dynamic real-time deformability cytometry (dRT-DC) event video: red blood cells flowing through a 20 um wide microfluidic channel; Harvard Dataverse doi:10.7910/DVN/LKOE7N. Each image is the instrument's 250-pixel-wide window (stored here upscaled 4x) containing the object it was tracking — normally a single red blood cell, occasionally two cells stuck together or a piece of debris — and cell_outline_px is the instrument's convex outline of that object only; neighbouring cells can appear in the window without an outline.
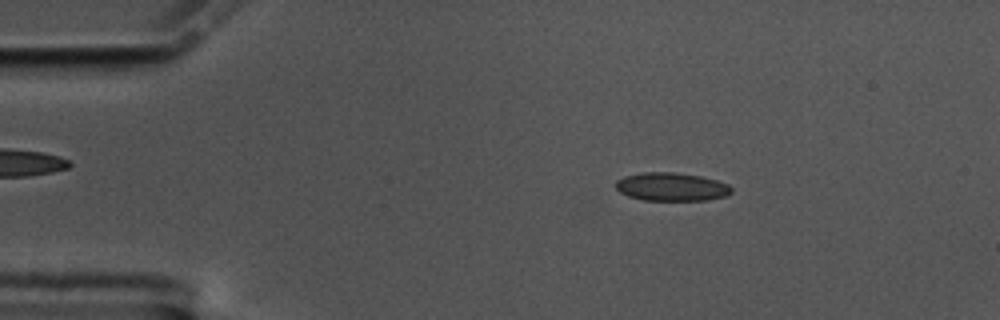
{"species": "common noctule bat (a hibernating species)", "species_latin": "Nyctalus noctula", "temperature_condition": "cold", "stored_images_in_passage": 54, "camera_frame_rate_fps": 3000, "um_per_image_px": 0.085, "animal": {"sex": "male", "body_mass_g": 17.5, "forearm_length_mm": 52.3}, "frame": {"image": 1, "passage_image": 9, "time_ms": 2.667, "image_size_px": [1000, 320], "cell_outline_px": [[732, 192], [724, 196], [708, 200], [644, 200], [628, 196], [620, 192], [616, 188], [616, 180], [624, 176], [640, 172], [672, 172], [700, 176], [716, 180], [728, 184], [732, 188]], "centroid_in_image_um": [57.06, 15.87], "position_along_channel_um": 27.9, "area_um2": 19.07}}
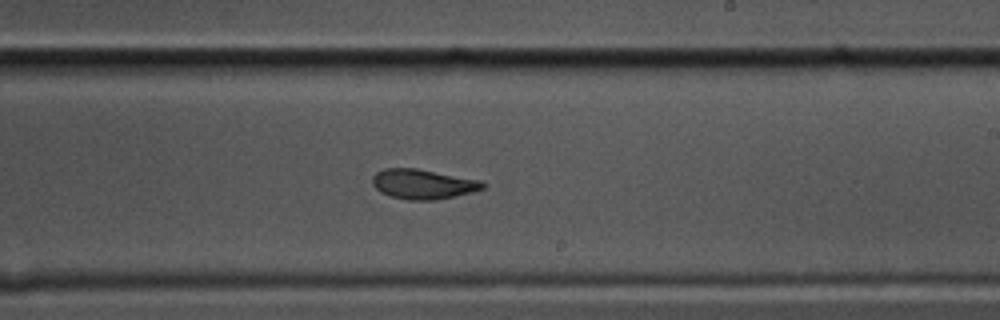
{"frame": {"image": 2, "passage_image": 31, "time_ms": 10.0, "image_size_px": [1000, 320], "cell_outline_px": [[488, 184], [484, 188], [472, 192], [456, 196], [436, 200], [408, 200], [388, 196], [380, 192], [372, 184], [372, 176], [376, 172], [384, 168], [416, 168], [480, 180]], "centroid_in_image_um": [35.94, 15.65], "position_along_channel_um": 253.1, "area_um2": 19.36}}
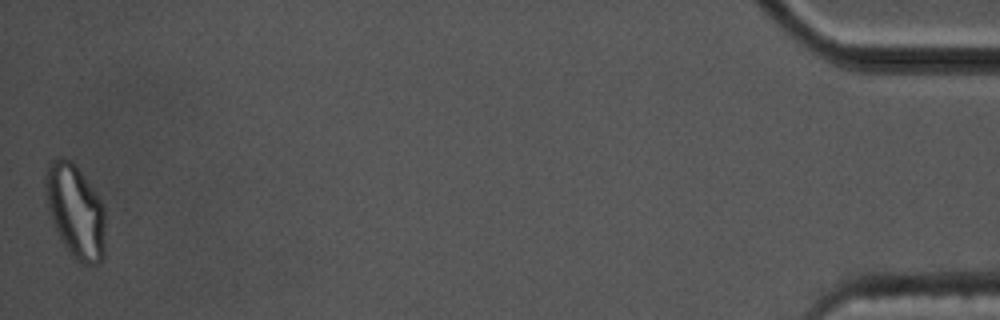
{"frame": {"image": 3, "passage_image": 54, "time_ms": 17.667, "image_size_px": [1000, 320], "cell_outline_px": [[104, 260], [100, 264], [80, 264], [72, 256], [60, 240], [48, 208], [44, 192], [44, 176], [48, 164], [56, 156], [64, 156], [72, 160], [100, 200], [104, 208]], "centroid_in_image_um": [6.38, 17.94], "position_along_channel_um": 428.8, "area_um2": 32.83}, "authors_computed_cell_mechanics": {"area_um2": 19.1029, "velocity_mm_per_s": 3.5388, "shape_relaxation_time_tau1_ms": 8.7395, "shape_relaxation_time_tau2_ms": 1.7959, "deformation_change_tau1": 0.1049, "deformation_change_tau2": 0.062}}